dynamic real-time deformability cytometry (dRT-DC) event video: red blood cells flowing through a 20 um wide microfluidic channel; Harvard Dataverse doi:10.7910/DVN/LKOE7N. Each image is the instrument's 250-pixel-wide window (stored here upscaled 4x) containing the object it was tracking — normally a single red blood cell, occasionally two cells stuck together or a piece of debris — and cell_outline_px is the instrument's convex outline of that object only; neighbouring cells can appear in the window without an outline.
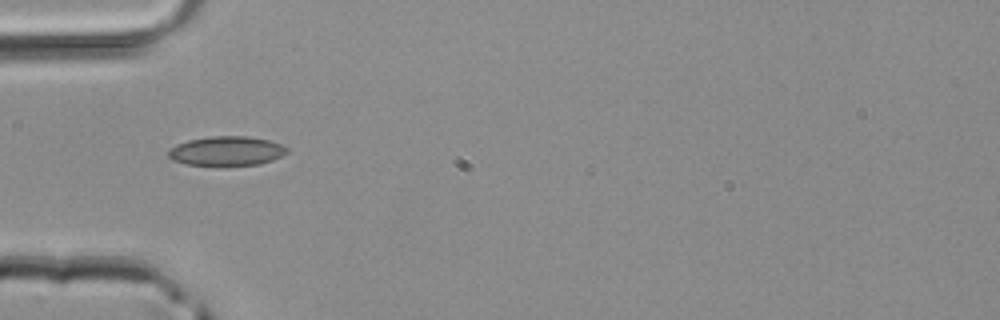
{"species": "common noctule bat (a hibernating species)", "species_latin": "Nyctalus noctula", "temperature_condition": "room temperature", "stored_images_in_passage": 1, "camera_frame_rate_fps": 3000, "um_per_image_px": 0.085, "animal": {"sex": "male", "body_mass_g": 20.4}, "frame": {"image": 1, "passage_image": 1, "time_ms": 0.0, "image_size_px": [1000, 320], "cell_outline_px": [[288, 152], [272, 160], [260, 164], [188, 164], [172, 160], [168, 156], [168, 152], [176, 144], [188, 140], [212, 136], [248, 136], [268, 140], [280, 144], [288, 148]], "centroid_in_image_um": [19.27, 12.81], "position_along_channel_um": 65.7, "area_um2": 19.83}}